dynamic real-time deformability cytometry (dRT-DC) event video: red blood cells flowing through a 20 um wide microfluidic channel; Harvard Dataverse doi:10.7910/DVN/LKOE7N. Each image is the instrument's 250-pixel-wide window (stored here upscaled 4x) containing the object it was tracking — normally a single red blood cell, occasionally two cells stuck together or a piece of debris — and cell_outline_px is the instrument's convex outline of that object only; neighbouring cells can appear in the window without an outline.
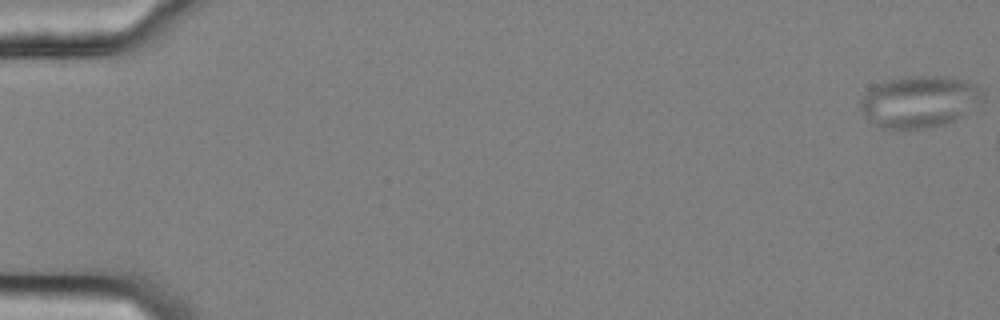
{"species": "common noctule bat (a hibernating species)", "species_latin": "Nyctalus noctula", "temperature_condition": "cold", "stored_images_in_passage": 9, "camera_frame_rate_fps": 3000, "um_per_image_px": 0.085, "animal": {"sex": "female", "body_mass_g": 25.1}, "frame": {"image": 1, "passage_image": 1, "time_ms": 0.0, "image_size_px": [1000, 320], "cell_outline_px": [[984, 100], [964, 116], [956, 120], [944, 124], [924, 128], [880, 128], [872, 124], [864, 116], [860, 108], [860, 100], [868, 88], [884, 80], [908, 76], [948, 76], [964, 80], [976, 84], [984, 92]], "centroid_in_image_um": [78.15, 8.63], "position_along_channel_um": 6.8, "area_um2": 37.51}}